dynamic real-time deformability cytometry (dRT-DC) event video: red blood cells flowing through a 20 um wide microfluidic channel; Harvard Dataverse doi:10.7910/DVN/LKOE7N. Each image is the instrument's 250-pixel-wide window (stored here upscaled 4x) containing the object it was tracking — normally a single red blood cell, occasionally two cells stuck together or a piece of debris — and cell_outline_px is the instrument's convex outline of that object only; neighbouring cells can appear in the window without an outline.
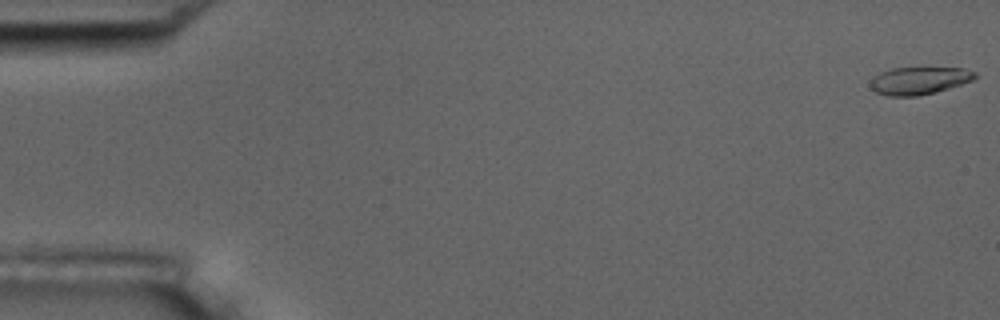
{"species": "common noctule bat (a hibernating species)", "species_latin": "Nyctalus noctula", "temperature_condition": "room temperature", "stored_images_in_passage": 6, "camera_frame_rate_fps": 3000, "um_per_image_px": 0.085, "animal": {"sex": "male", "body_mass_g": 17.5, "forearm_length_mm": 52.3}, "frame": {"image": 1, "passage_image": 1, "time_ms": 0.0, "image_size_px": [1000, 320], "cell_outline_px": [[976, 76], [972, 80], [936, 92], [916, 96], [888, 96], [876, 92], [868, 84], [880, 72], [892, 68], [964, 68], [976, 72]], "centroid_in_image_um": [78.11, 6.85], "position_along_channel_um": 6.9, "area_um2": 16.59}}
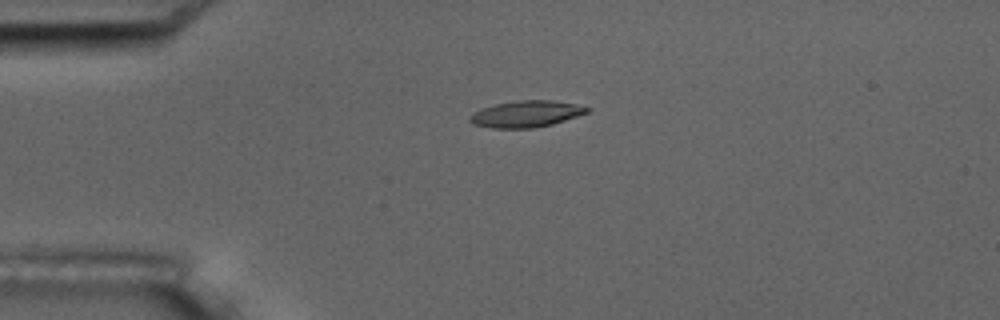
{"frame": {"image": 2, "passage_image": 5, "time_ms": 4.333, "image_size_px": [1000, 320], "cell_outline_px": [[592, 108], [588, 112], [552, 124], [532, 128], [492, 128], [472, 124], [468, 120], [468, 116], [472, 112], [480, 108], [496, 104], [520, 100], [552, 100], [576, 104]], "centroid_in_image_um": [44.67, 9.68], "position_along_channel_um": 40.3, "area_um2": 18.15}}